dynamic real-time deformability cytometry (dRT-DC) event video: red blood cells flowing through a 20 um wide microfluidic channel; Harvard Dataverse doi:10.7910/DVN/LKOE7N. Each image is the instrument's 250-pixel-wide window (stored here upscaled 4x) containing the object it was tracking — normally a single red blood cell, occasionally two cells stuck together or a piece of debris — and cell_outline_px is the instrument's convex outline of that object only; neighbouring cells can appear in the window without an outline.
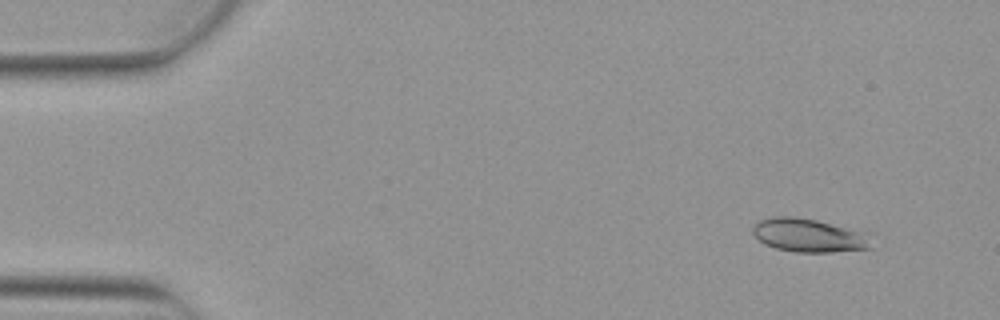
{"species": "Egyptian fruit bat (a non-hibernating species)", "species_latin": "Rousettus aegyptiacus", "temperature_condition": "warm", "stored_images_in_passage": 5, "camera_frame_rate_fps": 3000, "um_per_image_px": 0.085, "animal": {"sex": "female"}, "frame": {"image": 1, "passage_image": 2, "time_ms": 0.333, "image_size_px": [1000, 320], "cell_outline_px": [[872, 248], [832, 252], [796, 252], [776, 248], [764, 244], [752, 232], [752, 228], [760, 220], [772, 216], [792, 216], [816, 220], [868, 232]], "centroid_in_image_um": [68.78, 20.0], "position_along_channel_um": 16.2, "area_um2": 23.18}}
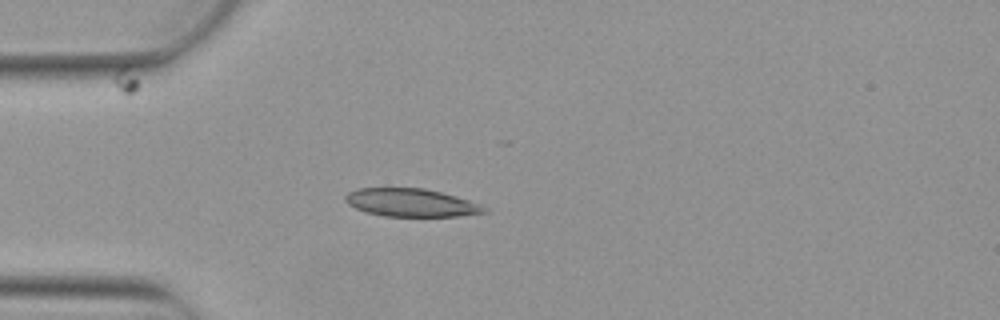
{"frame": {"image": 2, "passage_image": 5, "time_ms": 1.333, "image_size_px": [1000, 320], "cell_outline_px": [[488, 212], [460, 216], [384, 216], [364, 212], [348, 204], [344, 200], [344, 196], [348, 192], [360, 188], [424, 188], [456, 196], [480, 204], [488, 208]], "centroid_in_image_um": [34.94, 17.23], "position_along_channel_um": 50.1, "area_um2": 22.72}}